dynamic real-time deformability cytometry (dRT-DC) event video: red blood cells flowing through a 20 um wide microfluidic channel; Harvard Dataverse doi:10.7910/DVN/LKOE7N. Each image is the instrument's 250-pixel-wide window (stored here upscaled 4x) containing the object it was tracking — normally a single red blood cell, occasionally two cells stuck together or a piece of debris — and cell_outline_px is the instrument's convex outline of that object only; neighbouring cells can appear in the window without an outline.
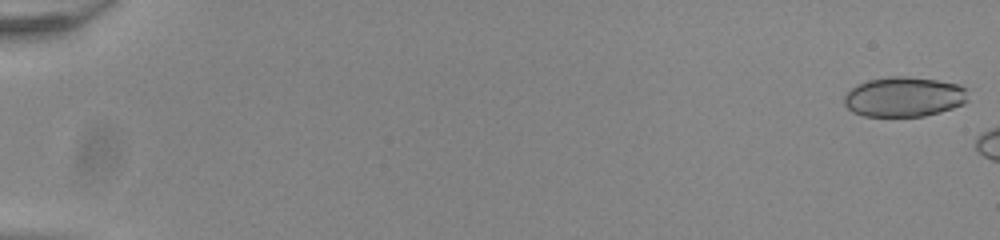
{"species": "common noctule bat (a hibernating species)", "species_latin": "Nyctalus noctula", "temperature_condition": "room temperature", "stored_images_in_passage": 6, "camera_frame_rate_fps": 3000, "um_per_image_px": 0.085, "animal": {"sex": "male", "body_mass_g": 20.0, "forearm_length_mm": 53.3}, "frame": {"image": 1, "passage_image": 1, "time_ms": 0.0, "image_size_px": [1000, 240], "cell_outline_px": [[968, 100], [964, 104], [940, 112], [924, 116], [864, 116], [852, 112], [844, 104], [844, 96], [856, 84], [868, 80], [888, 76], [904, 76], [936, 80], [960, 84], [968, 88]], "centroid_in_image_um": [76.87, 8.23], "position_along_channel_um": 8.1, "area_um2": 29.07}}